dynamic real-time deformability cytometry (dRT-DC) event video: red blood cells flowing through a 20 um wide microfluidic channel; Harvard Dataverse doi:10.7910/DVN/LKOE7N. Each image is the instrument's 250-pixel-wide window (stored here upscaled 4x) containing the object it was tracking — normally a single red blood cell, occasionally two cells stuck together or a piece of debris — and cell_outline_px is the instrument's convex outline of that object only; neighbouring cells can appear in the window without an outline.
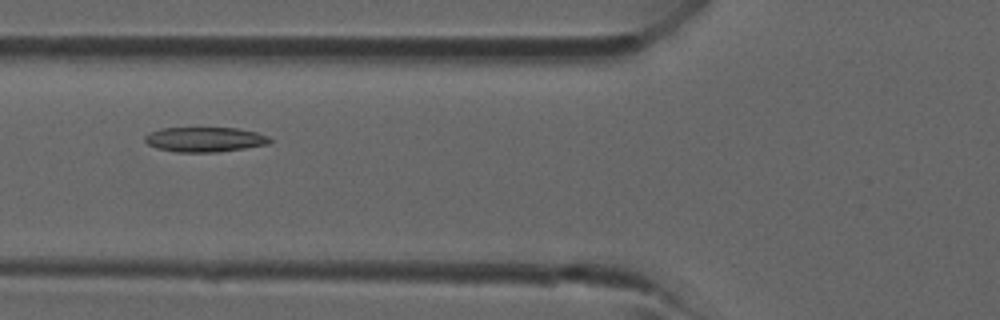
{"species": "common noctule bat (a hibernating species)", "species_latin": "Nyctalus noctula", "temperature_condition": "room temperature", "stored_images_in_passage": 2, "camera_frame_rate_fps": 3000, "um_per_image_px": 0.085, "animal": {"sex": "male", "forearm_length_mm": 52.5}, "frame": {"image": 1, "passage_image": 2, "time_ms": 1.0, "image_size_px": [1000, 320], "cell_outline_px": [[272, 140], [268, 144], [244, 148], [216, 152], [176, 152], [156, 148], [148, 144], [144, 140], [144, 136], [148, 132], [160, 128], [236, 128], [256, 132], [268, 136]], "centroid_in_image_um": [17.36, 11.85], "position_along_channel_um": 108.4, "area_um2": 18.09}}